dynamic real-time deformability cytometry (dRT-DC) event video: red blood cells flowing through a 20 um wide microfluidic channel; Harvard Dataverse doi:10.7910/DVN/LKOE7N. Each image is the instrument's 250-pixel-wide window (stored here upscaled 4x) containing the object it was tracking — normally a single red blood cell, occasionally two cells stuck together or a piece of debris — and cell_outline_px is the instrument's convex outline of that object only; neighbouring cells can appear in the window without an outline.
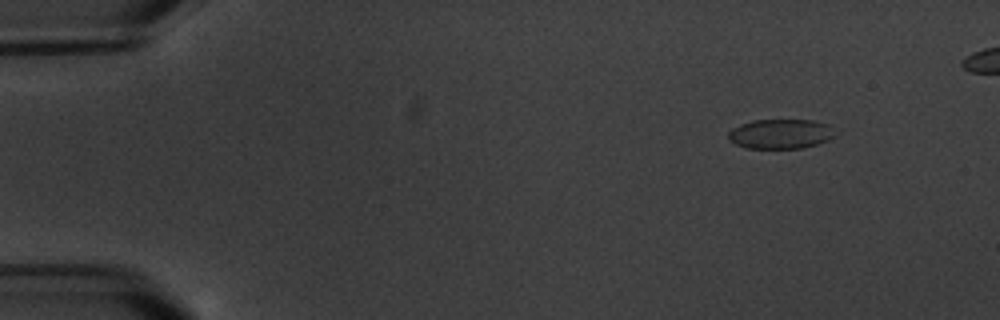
{"species": "common noctule bat (a hibernating species)", "species_latin": "Nyctalus noctula", "temperature_condition": "warm", "stored_images_in_passage": 6, "segment_of_instrument_passage": [2, 2], "camera_frame_rate_fps": 3000, "um_per_image_px": 0.085, "animal": {"sex": "male", "body_mass_g": 20.1, "forearm_length_mm": 53.5}, "frame": {"image": 1, "passage_image": 6, "time_ms": 7.333, "image_size_px": [1000, 320], "cell_outline_px": [[840, 132], [828, 140], [804, 148], [744, 148], [728, 140], [728, 132], [732, 128], [740, 124], [752, 120], [812, 120], [828, 124]], "centroid_in_image_um": [66.37, 11.38], "position_along_channel_um": 18.6, "area_um2": 18.73}}